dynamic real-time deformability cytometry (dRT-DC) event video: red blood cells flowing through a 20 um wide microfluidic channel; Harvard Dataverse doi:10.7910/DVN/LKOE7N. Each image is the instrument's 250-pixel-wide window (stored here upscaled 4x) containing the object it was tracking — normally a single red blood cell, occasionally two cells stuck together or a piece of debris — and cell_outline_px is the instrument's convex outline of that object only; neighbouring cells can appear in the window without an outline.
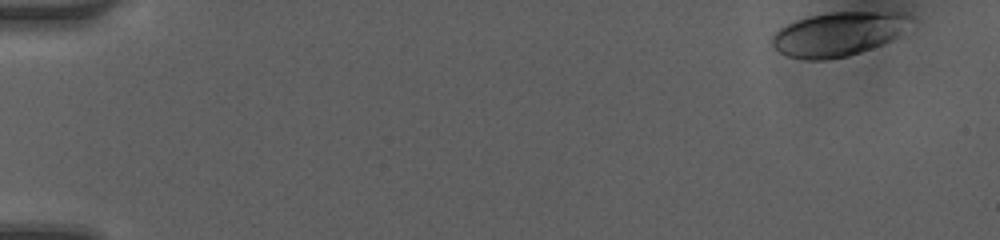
{"species": "human", "species_latin": "Homo sapiens", "temperature_condition": "room temperature", "stored_images_in_passage": 42, "camera_frame_rate_fps": 3000, "um_per_image_px": 0.085, "donor": {"sex": "female"}, "frame": {"image": 1, "passage_image": 1, "time_ms": 0.0, "image_size_px": [1000, 240], "cell_outline_px": [[912, 16], [896, 36], [880, 44], [860, 52], [848, 56], [824, 60], [804, 60], [788, 56], [772, 48], [772, 36], [780, 28], [796, 20], [808, 16], [832, 12], [900, 12]], "centroid_in_image_um": [71.16, 2.9], "position_along_channel_um": 13.8, "area_um2": 34.97}}
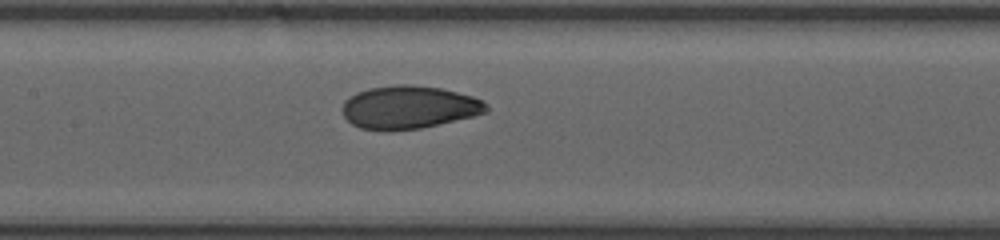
{"frame": {"image": 2, "passage_image": 23, "time_ms": 7.333, "image_size_px": [1000, 240], "cell_outline_px": [[488, 112], [472, 116], [420, 128], [388, 132], [360, 128], [352, 124], [344, 116], [340, 108], [344, 100], [356, 92], [368, 88], [396, 84], [412, 84], [440, 88], [472, 96], [484, 100], [488, 108]], "centroid_in_image_um": [34.71, 9.12], "position_along_channel_um": 172.7, "area_um2": 36.41}}
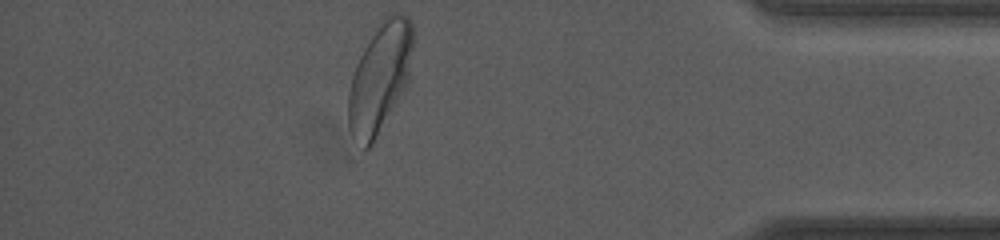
{"frame": {"image": 3, "passage_image": 42, "time_ms": 13.667, "image_size_px": [1000, 240], "cell_outline_px": [[412, 48], [408, 84], [372, 148], [364, 148], [352, 136], [348, 128], [348, 92], [352, 76], [356, 64], [364, 48], [380, 20], [384, 16], [400, 12], [408, 16], [412, 20]], "centroid_in_image_um": [32.29, 6.64], "position_along_channel_um": 402.9, "area_um2": 41.67}, "authors_computed_cell_mechanics": {"area_um2": 35.4314, "velocity_mm_per_s": 4.1789, "shape_relaxation_time_tau1_ms": 3.1441, "shape_relaxation_time_tau2_ms": 0.7517, "deformation_change_tau1": 0.1517, "deformation_change_tau2": 0.0504}}